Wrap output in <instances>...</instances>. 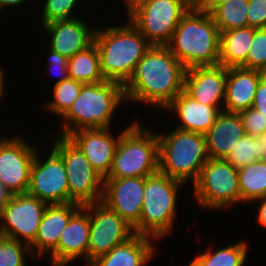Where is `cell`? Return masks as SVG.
Listing matches in <instances>:
<instances>
[{
  "label": "cell",
  "instance_id": "1",
  "mask_svg": "<svg viewBox=\"0 0 266 266\" xmlns=\"http://www.w3.org/2000/svg\"><path fill=\"white\" fill-rule=\"evenodd\" d=\"M185 71L168 46L152 45L123 86L126 103L153 106L161 113L183 91Z\"/></svg>",
  "mask_w": 266,
  "mask_h": 266
},
{
  "label": "cell",
  "instance_id": "2",
  "mask_svg": "<svg viewBox=\"0 0 266 266\" xmlns=\"http://www.w3.org/2000/svg\"><path fill=\"white\" fill-rule=\"evenodd\" d=\"M125 21L116 26H98L94 38L104 79L122 86L129 81L136 65L152 46L128 19Z\"/></svg>",
  "mask_w": 266,
  "mask_h": 266
},
{
  "label": "cell",
  "instance_id": "3",
  "mask_svg": "<svg viewBox=\"0 0 266 266\" xmlns=\"http://www.w3.org/2000/svg\"><path fill=\"white\" fill-rule=\"evenodd\" d=\"M220 31L210 13L196 3L183 15L167 45L186 68L219 63Z\"/></svg>",
  "mask_w": 266,
  "mask_h": 266
},
{
  "label": "cell",
  "instance_id": "4",
  "mask_svg": "<svg viewBox=\"0 0 266 266\" xmlns=\"http://www.w3.org/2000/svg\"><path fill=\"white\" fill-rule=\"evenodd\" d=\"M125 104L124 88L118 82L84 84L77 99L60 118L58 135L67 136L80 129L112 128L115 112Z\"/></svg>",
  "mask_w": 266,
  "mask_h": 266
},
{
  "label": "cell",
  "instance_id": "5",
  "mask_svg": "<svg viewBox=\"0 0 266 266\" xmlns=\"http://www.w3.org/2000/svg\"><path fill=\"white\" fill-rule=\"evenodd\" d=\"M182 185L185 187L186 184L160 172L145 177L141 217L133 228L134 233L157 242L172 235Z\"/></svg>",
  "mask_w": 266,
  "mask_h": 266
},
{
  "label": "cell",
  "instance_id": "6",
  "mask_svg": "<svg viewBox=\"0 0 266 266\" xmlns=\"http://www.w3.org/2000/svg\"><path fill=\"white\" fill-rule=\"evenodd\" d=\"M159 172L157 130L134 119L122 131L107 178L148 177Z\"/></svg>",
  "mask_w": 266,
  "mask_h": 266
},
{
  "label": "cell",
  "instance_id": "7",
  "mask_svg": "<svg viewBox=\"0 0 266 266\" xmlns=\"http://www.w3.org/2000/svg\"><path fill=\"white\" fill-rule=\"evenodd\" d=\"M169 131H157L159 172L186 185L193 184L209 159L205 135L178 128Z\"/></svg>",
  "mask_w": 266,
  "mask_h": 266
},
{
  "label": "cell",
  "instance_id": "8",
  "mask_svg": "<svg viewBox=\"0 0 266 266\" xmlns=\"http://www.w3.org/2000/svg\"><path fill=\"white\" fill-rule=\"evenodd\" d=\"M126 19L151 45L167 46L183 15L194 4L191 0H121Z\"/></svg>",
  "mask_w": 266,
  "mask_h": 266
},
{
  "label": "cell",
  "instance_id": "9",
  "mask_svg": "<svg viewBox=\"0 0 266 266\" xmlns=\"http://www.w3.org/2000/svg\"><path fill=\"white\" fill-rule=\"evenodd\" d=\"M192 188L194 203L203 211L230 210L241 205L238 169L225 159L209 158Z\"/></svg>",
  "mask_w": 266,
  "mask_h": 266
},
{
  "label": "cell",
  "instance_id": "10",
  "mask_svg": "<svg viewBox=\"0 0 266 266\" xmlns=\"http://www.w3.org/2000/svg\"><path fill=\"white\" fill-rule=\"evenodd\" d=\"M49 134L53 136L50 146L61 156L65 167L69 203L84 206L102 201L104 179L67 136Z\"/></svg>",
  "mask_w": 266,
  "mask_h": 266
},
{
  "label": "cell",
  "instance_id": "11",
  "mask_svg": "<svg viewBox=\"0 0 266 266\" xmlns=\"http://www.w3.org/2000/svg\"><path fill=\"white\" fill-rule=\"evenodd\" d=\"M38 147L22 134L0 137V184L10 194L27 193Z\"/></svg>",
  "mask_w": 266,
  "mask_h": 266
},
{
  "label": "cell",
  "instance_id": "12",
  "mask_svg": "<svg viewBox=\"0 0 266 266\" xmlns=\"http://www.w3.org/2000/svg\"><path fill=\"white\" fill-rule=\"evenodd\" d=\"M47 205L28 193L10 195L0 211V236L30 245Z\"/></svg>",
  "mask_w": 266,
  "mask_h": 266
},
{
  "label": "cell",
  "instance_id": "13",
  "mask_svg": "<svg viewBox=\"0 0 266 266\" xmlns=\"http://www.w3.org/2000/svg\"><path fill=\"white\" fill-rule=\"evenodd\" d=\"M82 207L90 222L88 265L135 234L133 227L102 201Z\"/></svg>",
  "mask_w": 266,
  "mask_h": 266
},
{
  "label": "cell",
  "instance_id": "14",
  "mask_svg": "<svg viewBox=\"0 0 266 266\" xmlns=\"http://www.w3.org/2000/svg\"><path fill=\"white\" fill-rule=\"evenodd\" d=\"M39 151L31 167L27 193L48 205L69 203L67 174L61 156L52 147L45 158Z\"/></svg>",
  "mask_w": 266,
  "mask_h": 266
},
{
  "label": "cell",
  "instance_id": "15",
  "mask_svg": "<svg viewBox=\"0 0 266 266\" xmlns=\"http://www.w3.org/2000/svg\"><path fill=\"white\" fill-rule=\"evenodd\" d=\"M145 177L105 178L102 202L133 228L139 223Z\"/></svg>",
  "mask_w": 266,
  "mask_h": 266
},
{
  "label": "cell",
  "instance_id": "16",
  "mask_svg": "<svg viewBox=\"0 0 266 266\" xmlns=\"http://www.w3.org/2000/svg\"><path fill=\"white\" fill-rule=\"evenodd\" d=\"M112 133L113 128H92L73 131L67 137L88 159L92 168L103 178L110 174L114 154L122 131Z\"/></svg>",
  "mask_w": 266,
  "mask_h": 266
},
{
  "label": "cell",
  "instance_id": "17",
  "mask_svg": "<svg viewBox=\"0 0 266 266\" xmlns=\"http://www.w3.org/2000/svg\"><path fill=\"white\" fill-rule=\"evenodd\" d=\"M41 27L49 37L46 41L49 43L48 48L67 59L92 45L97 29V26H90L81 17L56 20Z\"/></svg>",
  "mask_w": 266,
  "mask_h": 266
},
{
  "label": "cell",
  "instance_id": "18",
  "mask_svg": "<svg viewBox=\"0 0 266 266\" xmlns=\"http://www.w3.org/2000/svg\"><path fill=\"white\" fill-rule=\"evenodd\" d=\"M90 222L88 212L81 207L69 220L61 233L58 246L50 253L51 266H69L81 260L88 266Z\"/></svg>",
  "mask_w": 266,
  "mask_h": 266
},
{
  "label": "cell",
  "instance_id": "19",
  "mask_svg": "<svg viewBox=\"0 0 266 266\" xmlns=\"http://www.w3.org/2000/svg\"><path fill=\"white\" fill-rule=\"evenodd\" d=\"M227 67L204 66L186 69L183 91L195 101L215 106L220 111L224 107Z\"/></svg>",
  "mask_w": 266,
  "mask_h": 266
},
{
  "label": "cell",
  "instance_id": "20",
  "mask_svg": "<svg viewBox=\"0 0 266 266\" xmlns=\"http://www.w3.org/2000/svg\"><path fill=\"white\" fill-rule=\"evenodd\" d=\"M82 206L76 203L47 205L35 240L29 245L35 259L42 260L57 246L70 218Z\"/></svg>",
  "mask_w": 266,
  "mask_h": 266
},
{
  "label": "cell",
  "instance_id": "21",
  "mask_svg": "<svg viewBox=\"0 0 266 266\" xmlns=\"http://www.w3.org/2000/svg\"><path fill=\"white\" fill-rule=\"evenodd\" d=\"M177 120L175 128L205 134L214 124L220 110L215 106L199 103L184 91L176 96L163 110Z\"/></svg>",
  "mask_w": 266,
  "mask_h": 266
},
{
  "label": "cell",
  "instance_id": "22",
  "mask_svg": "<svg viewBox=\"0 0 266 266\" xmlns=\"http://www.w3.org/2000/svg\"><path fill=\"white\" fill-rule=\"evenodd\" d=\"M157 243L159 242L153 238L135 233L108 253L97 257L88 266H147L157 255Z\"/></svg>",
  "mask_w": 266,
  "mask_h": 266
},
{
  "label": "cell",
  "instance_id": "23",
  "mask_svg": "<svg viewBox=\"0 0 266 266\" xmlns=\"http://www.w3.org/2000/svg\"><path fill=\"white\" fill-rule=\"evenodd\" d=\"M204 135L208 157L225 159L246 132L239 113L222 110Z\"/></svg>",
  "mask_w": 266,
  "mask_h": 266
},
{
  "label": "cell",
  "instance_id": "24",
  "mask_svg": "<svg viewBox=\"0 0 266 266\" xmlns=\"http://www.w3.org/2000/svg\"><path fill=\"white\" fill-rule=\"evenodd\" d=\"M259 82L258 70L227 68L223 110L240 113L251 108Z\"/></svg>",
  "mask_w": 266,
  "mask_h": 266
},
{
  "label": "cell",
  "instance_id": "25",
  "mask_svg": "<svg viewBox=\"0 0 266 266\" xmlns=\"http://www.w3.org/2000/svg\"><path fill=\"white\" fill-rule=\"evenodd\" d=\"M254 36V27L245 26L220 32L218 65L246 68L248 49Z\"/></svg>",
  "mask_w": 266,
  "mask_h": 266
},
{
  "label": "cell",
  "instance_id": "26",
  "mask_svg": "<svg viewBox=\"0 0 266 266\" xmlns=\"http://www.w3.org/2000/svg\"><path fill=\"white\" fill-rule=\"evenodd\" d=\"M249 244L247 240H239L225 247L212 249L208 246L184 266H245L248 261Z\"/></svg>",
  "mask_w": 266,
  "mask_h": 266
},
{
  "label": "cell",
  "instance_id": "27",
  "mask_svg": "<svg viewBox=\"0 0 266 266\" xmlns=\"http://www.w3.org/2000/svg\"><path fill=\"white\" fill-rule=\"evenodd\" d=\"M69 78L84 84L106 81L100 70L99 54L95 42L68 58Z\"/></svg>",
  "mask_w": 266,
  "mask_h": 266
},
{
  "label": "cell",
  "instance_id": "28",
  "mask_svg": "<svg viewBox=\"0 0 266 266\" xmlns=\"http://www.w3.org/2000/svg\"><path fill=\"white\" fill-rule=\"evenodd\" d=\"M238 182L242 205L266 197V160L238 169Z\"/></svg>",
  "mask_w": 266,
  "mask_h": 266
},
{
  "label": "cell",
  "instance_id": "29",
  "mask_svg": "<svg viewBox=\"0 0 266 266\" xmlns=\"http://www.w3.org/2000/svg\"><path fill=\"white\" fill-rule=\"evenodd\" d=\"M210 13L220 32L248 26V0H230L221 5H198Z\"/></svg>",
  "mask_w": 266,
  "mask_h": 266
},
{
  "label": "cell",
  "instance_id": "30",
  "mask_svg": "<svg viewBox=\"0 0 266 266\" xmlns=\"http://www.w3.org/2000/svg\"><path fill=\"white\" fill-rule=\"evenodd\" d=\"M83 85L84 83L71 78L53 85L51 90L53 99L51 98V100L45 101V103L43 101L45 106L43 109H45V112L46 110L47 112L49 111L52 115L55 114L58 119L61 118L77 99Z\"/></svg>",
  "mask_w": 266,
  "mask_h": 266
},
{
  "label": "cell",
  "instance_id": "31",
  "mask_svg": "<svg viewBox=\"0 0 266 266\" xmlns=\"http://www.w3.org/2000/svg\"><path fill=\"white\" fill-rule=\"evenodd\" d=\"M27 258L35 260L28 244L0 236V266H28Z\"/></svg>",
  "mask_w": 266,
  "mask_h": 266
},
{
  "label": "cell",
  "instance_id": "32",
  "mask_svg": "<svg viewBox=\"0 0 266 266\" xmlns=\"http://www.w3.org/2000/svg\"><path fill=\"white\" fill-rule=\"evenodd\" d=\"M225 160L236 169L260 160V154H258V136H243L237 141Z\"/></svg>",
  "mask_w": 266,
  "mask_h": 266
},
{
  "label": "cell",
  "instance_id": "33",
  "mask_svg": "<svg viewBox=\"0 0 266 266\" xmlns=\"http://www.w3.org/2000/svg\"><path fill=\"white\" fill-rule=\"evenodd\" d=\"M79 1L82 0H43L42 13L40 24L41 26L56 21V20H68L78 16L74 15L76 12Z\"/></svg>",
  "mask_w": 266,
  "mask_h": 266
},
{
  "label": "cell",
  "instance_id": "34",
  "mask_svg": "<svg viewBox=\"0 0 266 266\" xmlns=\"http://www.w3.org/2000/svg\"><path fill=\"white\" fill-rule=\"evenodd\" d=\"M266 68V28H254V36L248 49L246 69Z\"/></svg>",
  "mask_w": 266,
  "mask_h": 266
},
{
  "label": "cell",
  "instance_id": "35",
  "mask_svg": "<svg viewBox=\"0 0 266 266\" xmlns=\"http://www.w3.org/2000/svg\"><path fill=\"white\" fill-rule=\"evenodd\" d=\"M246 135L259 136L266 131V117L252 107L239 113Z\"/></svg>",
  "mask_w": 266,
  "mask_h": 266
},
{
  "label": "cell",
  "instance_id": "36",
  "mask_svg": "<svg viewBox=\"0 0 266 266\" xmlns=\"http://www.w3.org/2000/svg\"><path fill=\"white\" fill-rule=\"evenodd\" d=\"M47 60L48 63H46L48 66V69L46 67H44L47 70V75H51L52 76L56 75V81L54 82L53 80V85H56L58 83H60L63 80H66L69 78V74H68V69H67V63H68V59L65 56L60 55L57 52L52 51L51 49H49V52L47 53ZM55 76V77H56Z\"/></svg>",
  "mask_w": 266,
  "mask_h": 266
},
{
  "label": "cell",
  "instance_id": "37",
  "mask_svg": "<svg viewBox=\"0 0 266 266\" xmlns=\"http://www.w3.org/2000/svg\"><path fill=\"white\" fill-rule=\"evenodd\" d=\"M248 26L266 28V0H248Z\"/></svg>",
  "mask_w": 266,
  "mask_h": 266
},
{
  "label": "cell",
  "instance_id": "38",
  "mask_svg": "<svg viewBox=\"0 0 266 266\" xmlns=\"http://www.w3.org/2000/svg\"><path fill=\"white\" fill-rule=\"evenodd\" d=\"M252 108L266 117V86L259 82L254 96Z\"/></svg>",
  "mask_w": 266,
  "mask_h": 266
},
{
  "label": "cell",
  "instance_id": "39",
  "mask_svg": "<svg viewBox=\"0 0 266 266\" xmlns=\"http://www.w3.org/2000/svg\"><path fill=\"white\" fill-rule=\"evenodd\" d=\"M254 203V204H253ZM258 204L257 206V224L261 226V228L266 229V197H263L261 199H257L253 201L251 204L254 206L255 204Z\"/></svg>",
  "mask_w": 266,
  "mask_h": 266
},
{
  "label": "cell",
  "instance_id": "40",
  "mask_svg": "<svg viewBox=\"0 0 266 266\" xmlns=\"http://www.w3.org/2000/svg\"><path fill=\"white\" fill-rule=\"evenodd\" d=\"M30 1L32 2V0H0V14L2 11L4 12L7 8L8 11L9 9H16L18 6H21L19 8H23L22 6H24V4L29 3Z\"/></svg>",
  "mask_w": 266,
  "mask_h": 266
},
{
  "label": "cell",
  "instance_id": "41",
  "mask_svg": "<svg viewBox=\"0 0 266 266\" xmlns=\"http://www.w3.org/2000/svg\"><path fill=\"white\" fill-rule=\"evenodd\" d=\"M258 154L260 160H266V131L258 136Z\"/></svg>",
  "mask_w": 266,
  "mask_h": 266
},
{
  "label": "cell",
  "instance_id": "42",
  "mask_svg": "<svg viewBox=\"0 0 266 266\" xmlns=\"http://www.w3.org/2000/svg\"><path fill=\"white\" fill-rule=\"evenodd\" d=\"M4 68H2V66L0 67V100H3L2 98H4L5 94L7 93L6 91V85H5V74H7L6 72L4 73ZM5 85V86H4Z\"/></svg>",
  "mask_w": 266,
  "mask_h": 266
},
{
  "label": "cell",
  "instance_id": "43",
  "mask_svg": "<svg viewBox=\"0 0 266 266\" xmlns=\"http://www.w3.org/2000/svg\"><path fill=\"white\" fill-rule=\"evenodd\" d=\"M230 0H198L197 5H221L229 2Z\"/></svg>",
  "mask_w": 266,
  "mask_h": 266
},
{
  "label": "cell",
  "instance_id": "44",
  "mask_svg": "<svg viewBox=\"0 0 266 266\" xmlns=\"http://www.w3.org/2000/svg\"><path fill=\"white\" fill-rule=\"evenodd\" d=\"M9 196H10V194L0 184V211H1L2 207L6 204Z\"/></svg>",
  "mask_w": 266,
  "mask_h": 266
},
{
  "label": "cell",
  "instance_id": "45",
  "mask_svg": "<svg viewBox=\"0 0 266 266\" xmlns=\"http://www.w3.org/2000/svg\"><path fill=\"white\" fill-rule=\"evenodd\" d=\"M260 83L266 86V68L258 70Z\"/></svg>",
  "mask_w": 266,
  "mask_h": 266
}]
</instances>
